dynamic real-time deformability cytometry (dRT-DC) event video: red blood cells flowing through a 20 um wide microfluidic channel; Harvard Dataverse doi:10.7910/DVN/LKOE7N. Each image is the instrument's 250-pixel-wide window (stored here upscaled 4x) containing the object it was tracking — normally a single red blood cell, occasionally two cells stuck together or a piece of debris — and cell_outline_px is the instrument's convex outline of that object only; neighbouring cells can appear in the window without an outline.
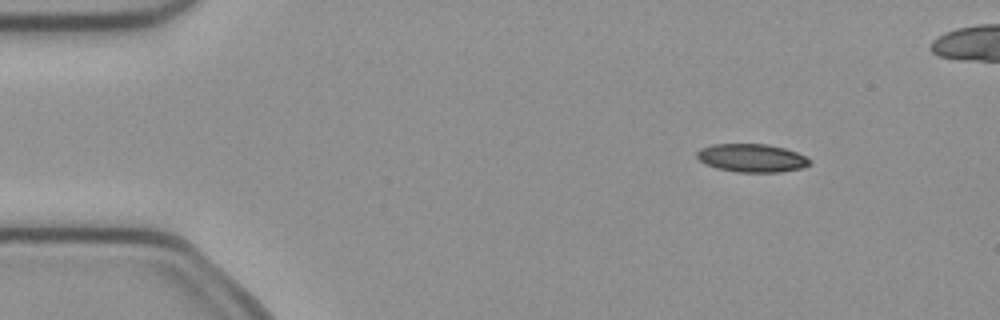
{"species": "common noctule bat (a hibernating species)", "species_latin": "Nyctalus noctula", "temperature_condition": "cold", "stored_images_in_passage": 4, "camera_frame_rate_fps": 3000, "um_per_image_px": 0.085, "animal": {"sex": "female", "body_mass_g": 21.9}, "frame": {"image": 1, "passage_image": 1, "time_ms": 0.0, "image_size_px": [1000, 320], "cell_outline_px": [[812, 160], [804, 168], [780, 172], [736, 172], [716, 168], [704, 164], [696, 156], [696, 152], [700, 148], [712, 144], [768, 144], [784, 148], [796, 152]], "centroid_in_image_um": [63.88, 13.43], "position_along_channel_um": 21.1, "area_um2": 18.67}}